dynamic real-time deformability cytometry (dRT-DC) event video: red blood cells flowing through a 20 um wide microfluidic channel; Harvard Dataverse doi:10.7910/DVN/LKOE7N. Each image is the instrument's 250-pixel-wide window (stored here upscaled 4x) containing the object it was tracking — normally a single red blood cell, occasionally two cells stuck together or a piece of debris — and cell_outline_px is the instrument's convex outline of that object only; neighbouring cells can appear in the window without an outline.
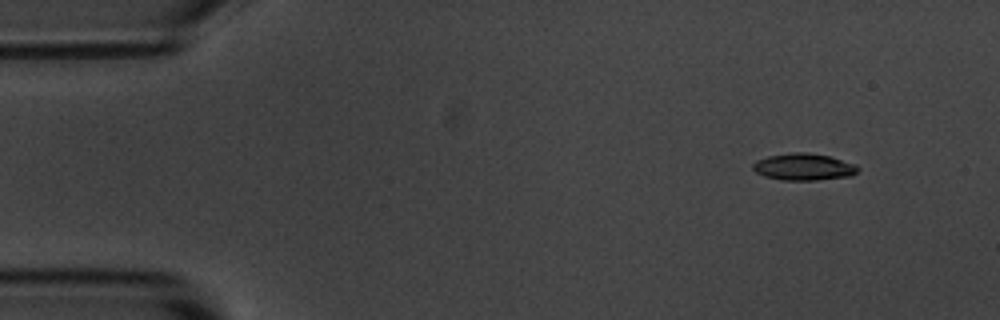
{"species": "common noctule bat (a hibernating species)", "species_latin": "Nyctalus noctula", "temperature_condition": "room temperature", "stored_images_in_passage": 5, "camera_frame_rate_fps": 3000, "um_per_image_px": 0.085, "animal": {"sex": "male", "body_mass_g": 20.1, "forearm_length_mm": 53.5}, "frame": {"image": 1, "passage_image": 1, "time_ms": 0.0, "image_size_px": [1000, 320], "cell_outline_px": [[860, 168], [852, 176], [816, 180], [780, 180], [764, 176], [756, 172], [752, 168], [752, 164], [756, 160], [768, 156], [792, 152], [808, 152], [832, 156], [856, 164]], "centroid_in_image_um": [68.33, 14.18], "position_along_channel_um": 16.7, "area_um2": 16.7}}
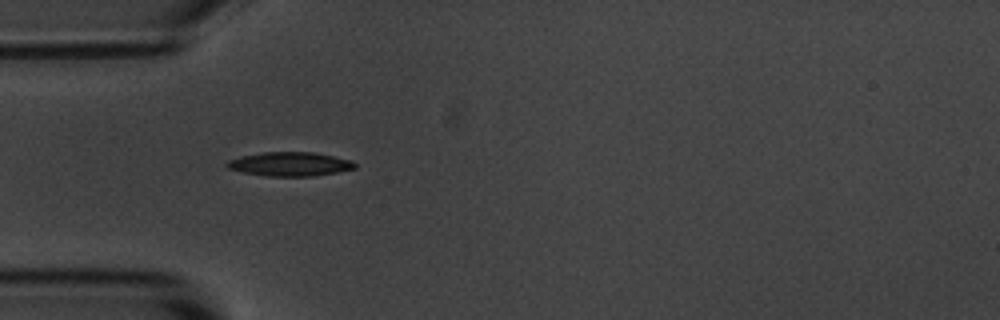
{"frame": {"image": 2, "passage_image": 4, "time_ms": 3.667, "image_size_px": [1000, 320], "cell_outline_px": [[356, 168], [336, 172], [312, 176], [268, 176], [244, 172], [228, 168], [224, 164], [228, 160], [240, 156], [264, 152], [312, 152], [352, 160], [356, 164]], "centroid_in_image_um": [24.63, 13.94], "position_along_channel_um": 60.4, "area_um2": 17.74}}